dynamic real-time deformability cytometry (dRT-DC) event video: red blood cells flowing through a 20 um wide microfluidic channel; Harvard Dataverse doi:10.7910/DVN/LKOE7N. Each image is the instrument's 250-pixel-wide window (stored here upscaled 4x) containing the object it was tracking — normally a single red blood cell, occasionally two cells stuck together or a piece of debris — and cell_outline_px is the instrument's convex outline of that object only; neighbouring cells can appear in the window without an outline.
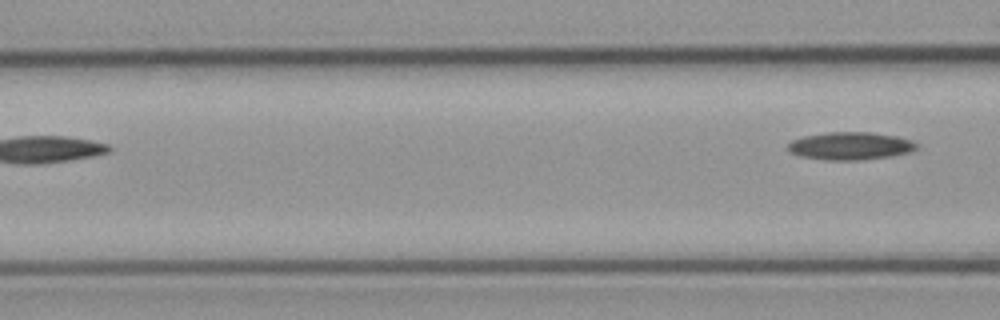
{"species": "common noctule bat (a hibernating species)", "species_latin": "Nyctalus noctula", "temperature_condition": "cold", "stored_images_in_passage": 4, "segment_of_instrument_passage": [2, 2], "camera_frame_rate_fps": 3000, "um_per_image_px": 0.085, "animal": {"sex": "male", "body_mass_g": 23.1, "forearm_length_mm": 52.7}, "frame": {"image": 1, "passage_image": 4, "time_ms": 4.0, "image_size_px": [1000, 320], "cell_outline_px": [[916, 148], [908, 152], [888, 156], [860, 160], [824, 160], [800, 156], [792, 152], [788, 148], [788, 144], [792, 140], [804, 136], [828, 132], [868, 132], [896, 136], [908, 140], [916, 144]], "centroid_in_image_um": [72.22, 12.4], "position_along_channel_um": 94.4, "area_um2": 20.4}}